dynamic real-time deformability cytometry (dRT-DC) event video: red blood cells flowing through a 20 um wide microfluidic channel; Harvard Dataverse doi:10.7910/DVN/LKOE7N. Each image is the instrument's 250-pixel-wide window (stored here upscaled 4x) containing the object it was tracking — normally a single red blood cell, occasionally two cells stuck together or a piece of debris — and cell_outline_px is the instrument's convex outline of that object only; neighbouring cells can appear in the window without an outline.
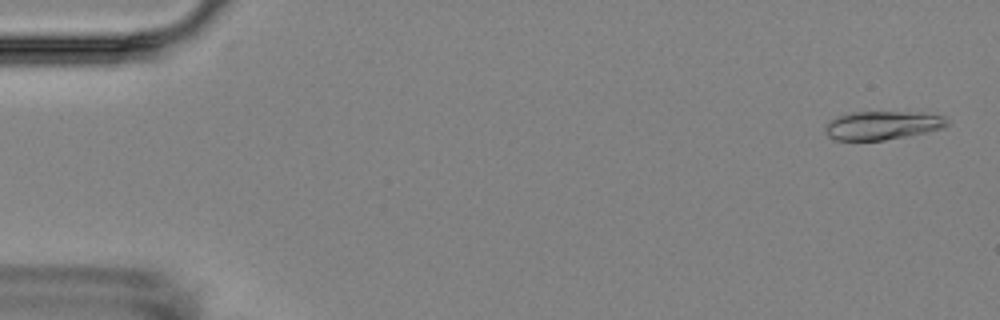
{"species": "Egyptian fruit bat (a non-hibernating species)", "species_latin": "Rousettus aegyptiacus", "temperature_condition": "room temperature", "stored_images_in_passage": 4, "camera_frame_rate_fps": 3000, "um_per_image_px": 0.085, "animal": {"sex": "female"}, "frame": {"image": 1, "passage_image": 1, "time_ms": 0.0, "image_size_px": [1000, 320], "cell_outline_px": [[948, 124], [940, 128], [908, 136], [884, 140], [836, 140], [828, 136], [824, 132], [824, 128], [828, 120], [836, 116], [852, 112], [912, 112], [944, 116], [948, 120]], "centroid_in_image_um": [74.92, 10.65], "position_along_channel_um": 10.1, "area_um2": 20.23}}
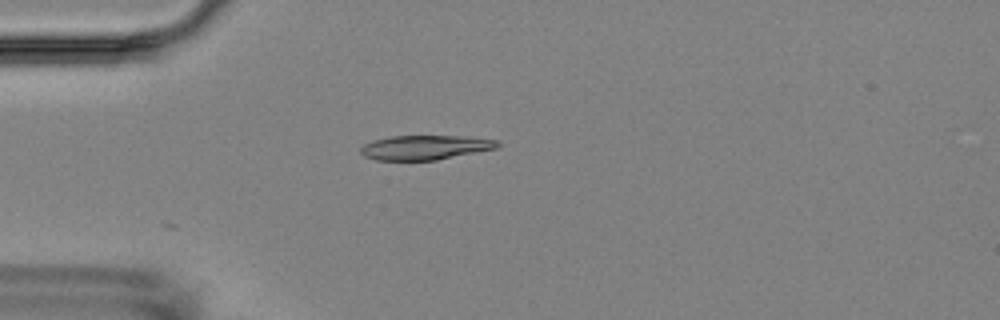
{"frame": {"image": 2, "passage_image": 4, "time_ms": 4.333, "image_size_px": [1000, 320], "cell_outline_px": [[500, 144], [496, 148], [436, 160], [376, 160], [364, 156], [360, 152], [360, 148], [364, 144], [376, 140], [392, 136], [464, 136], [500, 140]], "centroid_in_image_um": [36.14, 12.53], "position_along_channel_um": 48.9, "area_um2": 19.36}}